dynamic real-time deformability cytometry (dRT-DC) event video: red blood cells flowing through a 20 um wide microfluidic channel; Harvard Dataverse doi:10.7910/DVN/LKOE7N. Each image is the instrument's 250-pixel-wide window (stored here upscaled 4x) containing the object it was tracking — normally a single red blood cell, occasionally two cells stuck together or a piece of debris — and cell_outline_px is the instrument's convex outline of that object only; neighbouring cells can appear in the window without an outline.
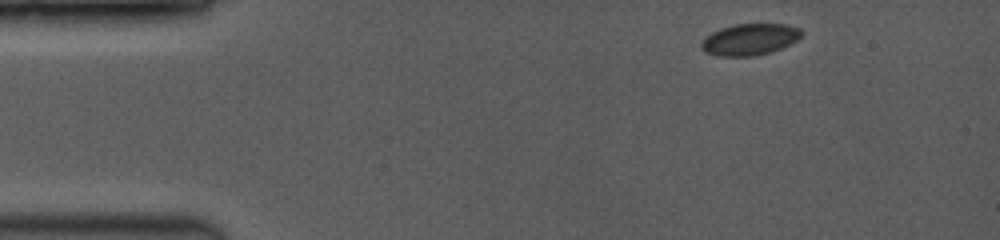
{"species": "common noctule bat (a hibernating species)", "species_latin": "Nyctalus noctula", "temperature_condition": "room temperature", "stored_images_in_passage": 4, "segment_of_instrument_passage": [2, 2], "camera_frame_rate_fps": 3500, "um_per_image_px": 0.085, "animal": {"sex": "female", "body_mass_g": 19.0, "forearm_length_mm": 53.3}, "frame": {"image": 1, "passage_image": 4, "time_ms": 4.0, "image_size_px": [1000, 240], "cell_outline_px": [[804, 32], [796, 40], [772, 52], [756, 56], [720, 56], [704, 52], [700, 48], [700, 44], [704, 36], [720, 28], [732, 24], [788, 24], [800, 28]], "centroid_in_image_um": [63.69, 3.34], "position_along_channel_um": 21.3, "area_um2": 18.61}}